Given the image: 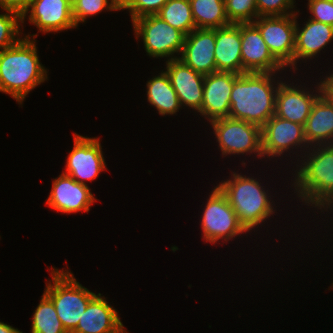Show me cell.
Listing matches in <instances>:
<instances>
[{"mask_svg":"<svg viewBox=\"0 0 333 333\" xmlns=\"http://www.w3.org/2000/svg\"><path fill=\"white\" fill-rule=\"evenodd\" d=\"M44 293L54 303L57 315L68 333L78 325L89 301L96 295L76 281L71 271L53 269ZM53 281V284L52 282Z\"/></svg>","mask_w":333,"mask_h":333,"instance_id":"cell-5","label":"cell"},{"mask_svg":"<svg viewBox=\"0 0 333 333\" xmlns=\"http://www.w3.org/2000/svg\"><path fill=\"white\" fill-rule=\"evenodd\" d=\"M28 11L29 22L44 33L77 27L73 19V7L67 0H34L22 16L21 23H24Z\"/></svg>","mask_w":333,"mask_h":333,"instance_id":"cell-17","label":"cell"},{"mask_svg":"<svg viewBox=\"0 0 333 333\" xmlns=\"http://www.w3.org/2000/svg\"><path fill=\"white\" fill-rule=\"evenodd\" d=\"M216 71L243 74L241 23L215 29Z\"/></svg>","mask_w":333,"mask_h":333,"instance_id":"cell-20","label":"cell"},{"mask_svg":"<svg viewBox=\"0 0 333 333\" xmlns=\"http://www.w3.org/2000/svg\"><path fill=\"white\" fill-rule=\"evenodd\" d=\"M71 333H128L116 309L100 293L88 303L77 327Z\"/></svg>","mask_w":333,"mask_h":333,"instance_id":"cell-19","label":"cell"},{"mask_svg":"<svg viewBox=\"0 0 333 333\" xmlns=\"http://www.w3.org/2000/svg\"><path fill=\"white\" fill-rule=\"evenodd\" d=\"M223 155L257 153L263 157L261 128L231 117L210 121Z\"/></svg>","mask_w":333,"mask_h":333,"instance_id":"cell-8","label":"cell"},{"mask_svg":"<svg viewBox=\"0 0 333 333\" xmlns=\"http://www.w3.org/2000/svg\"><path fill=\"white\" fill-rule=\"evenodd\" d=\"M297 12L284 16H261L252 23L259 29L273 57L285 68L294 67Z\"/></svg>","mask_w":333,"mask_h":333,"instance_id":"cell-7","label":"cell"},{"mask_svg":"<svg viewBox=\"0 0 333 333\" xmlns=\"http://www.w3.org/2000/svg\"><path fill=\"white\" fill-rule=\"evenodd\" d=\"M156 15L185 36L196 29L189 0H168Z\"/></svg>","mask_w":333,"mask_h":333,"instance_id":"cell-25","label":"cell"},{"mask_svg":"<svg viewBox=\"0 0 333 333\" xmlns=\"http://www.w3.org/2000/svg\"><path fill=\"white\" fill-rule=\"evenodd\" d=\"M215 29H198L190 32L184 39L180 59L194 71L209 75L216 72Z\"/></svg>","mask_w":333,"mask_h":333,"instance_id":"cell-15","label":"cell"},{"mask_svg":"<svg viewBox=\"0 0 333 333\" xmlns=\"http://www.w3.org/2000/svg\"><path fill=\"white\" fill-rule=\"evenodd\" d=\"M241 55L243 73H275L284 70L253 23H241Z\"/></svg>","mask_w":333,"mask_h":333,"instance_id":"cell-12","label":"cell"},{"mask_svg":"<svg viewBox=\"0 0 333 333\" xmlns=\"http://www.w3.org/2000/svg\"><path fill=\"white\" fill-rule=\"evenodd\" d=\"M30 36L0 51V92L11 95L20 104L32 89L47 79L36 41L30 40Z\"/></svg>","mask_w":333,"mask_h":333,"instance_id":"cell-1","label":"cell"},{"mask_svg":"<svg viewBox=\"0 0 333 333\" xmlns=\"http://www.w3.org/2000/svg\"><path fill=\"white\" fill-rule=\"evenodd\" d=\"M201 227L203 239L212 244L219 239L228 241L240 233L247 232L238 221L226 195L218 186L213 189L207 200Z\"/></svg>","mask_w":333,"mask_h":333,"instance_id":"cell-9","label":"cell"},{"mask_svg":"<svg viewBox=\"0 0 333 333\" xmlns=\"http://www.w3.org/2000/svg\"><path fill=\"white\" fill-rule=\"evenodd\" d=\"M322 83L324 92L333 100V74L327 76Z\"/></svg>","mask_w":333,"mask_h":333,"instance_id":"cell-34","label":"cell"},{"mask_svg":"<svg viewBox=\"0 0 333 333\" xmlns=\"http://www.w3.org/2000/svg\"><path fill=\"white\" fill-rule=\"evenodd\" d=\"M67 1L73 7L79 0H67Z\"/></svg>","mask_w":333,"mask_h":333,"instance_id":"cell-36","label":"cell"},{"mask_svg":"<svg viewBox=\"0 0 333 333\" xmlns=\"http://www.w3.org/2000/svg\"><path fill=\"white\" fill-rule=\"evenodd\" d=\"M262 153L265 157L281 156L298 146L309 148L304 136V125L288 121L273 115L261 128ZM301 144H303L301 146ZM288 149V150H287Z\"/></svg>","mask_w":333,"mask_h":333,"instance_id":"cell-11","label":"cell"},{"mask_svg":"<svg viewBox=\"0 0 333 333\" xmlns=\"http://www.w3.org/2000/svg\"><path fill=\"white\" fill-rule=\"evenodd\" d=\"M311 19L333 26V0H308Z\"/></svg>","mask_w":333,"mask_h":333,"instance_id":"cell-32","label":"cell"},{"mask_svg":"<svg viewBox=\"0 0 333 333\" xmlns=\"http://www.w3.org/2000/svg\"><path fill=\"white\" fill-rule=\"evenodd\" d=\"M226 15L231 24L252 23L258 18L256 0H224Z\"/></svg>","mask_w":333,"mask_h":333,"instance_id":"cell-27","label":"cell"},{"mask_svg":"<svg viewBox=\"0 0 333 333\" xmlns=\"http://www.w3.org/2000/svg\"><path fill=\"white\" fill-rule=\"evenodd\" d=\"M136 38L142 36L144 48L149 56L178 59L174 53H181L185 35L163 21L158 15H146L132 21ZM139 35V37H137Z\"/></svg>","mask_w":333,"mask_h":333,"instance_id":"cell-6","label":"cell"},{"mask_svg":"<svg viewBox=\"0 0 333 333\" xmlns=\"http://www.w3.org/2000/svg\"><path fill=\"white\" fill-rule=\"evenodd\" d=\"M166 73L176 91L180 106L184 104L199 111L203 101L205 75L194 71L180 59L166 61Z\"/></svg>","mask_w":333,"mask_h":333,"instance_id":"cell-18","label":"cell"},{"mask_svg":"<svg viewBox=\"0 0 333 333\" xmlns=\"http://www.w3.org/2000/svg\"><path fill=\"white\" fill-rule=\"evenodd\" d=\"M107 8V9H106ZM120 10L119 0H79L73 6V19L78 26L80 22H85L89 16H94L103 10Z\"/></svg>","mask_w":333,"mask_h":333,"instance_id":"cell-28","label":"cell"},{"mask_svg":"<svg viewBox=\"0 0 333 333\" xmlns=\"http://www.w3.org/2000/svg\"><path fill=\"white\" fill-rule=\"evenodd\" d=\"M302 30L296 20L294 66L297 60L311 59L333 39V26L308 19Z\"/></svg>","mask_w":333,"mask_h":333,"instance_id":"cell-22","label":"cell"},{"mask_svg":"<svg viewBox=\"0 0 333 333\" xmlns=\"http://www.w3.org/2000/svg\"><path fill=\"white\" fill-rule=\"evenodd\" d=\"M95 200L87 185L62 173L53 181L46 204L57 212L69 214L79 211L88 212Z\"/></svg>","mask_w":333,"mask_h":333,"instance_id":"cell-14","label":"cell"},{"mask_svg":"<svg viewBox=\"0 0 333 333\" xmlns=\"http://www.w3.org/2000/svg\"><path fill=\"white\" fill-rule=\"evenodd\" d=\"M308 145L333 144V100L323 92L312 106L304 125ZM330 140V141H329ZM332 141V142H331Z\"/></svg>","mask_w":333,"mask_h":333,"instance_id":"cell-21","label":"cell"},{"mask_svg":"<svg viewBox=\"0 0 333 333\" xmlns=\"http://www.w3.org/2000/svg\"><path fill=\"white\" fill-rule=\"evenodd\" d=\"M0 333H23V332L4 322H0Z\"/></svg>","mask_w":333,"mask_h":333,"instance_id":"cell-35","label":"cell"},{"mask_svg":"<svg viewBox=\"0 0 333 333\" xmlns=\"http://www.w3.org/2000/svg\"><path fill=\"white\" fill-rule=\"evenodd\" d=\"M147 100L158 110L159 114H175L180 109L176 91L172 87L166 71L147 82Z\"/></svg>","mask_w":333,"mask_h":333,"instance_id":"cell-23","label":"cell"},{"mask_svg":"<svg viewBox=\"0 0 333 333\" xmlns=\"http://www.w3.org/2000/svg\"><path fill=\"white\" fill-rule=\"evenodd\" d=\"M238 76L239 74L223 71L205 75L203 101L198 112L209 121L229 117L231 92Z\"/></svg>","mask_w":333,"mask_h":333,"instance_id":"cell-13","label":"cell"},{"mask_svg":"<svg viewBox=\"0 0 333 333\" xmlns=\"http://www.w3.org/2000/svg\"><path fill=\"white\" fill-rule=\"evenodd\" d=\"M295 1V0H294ZM293 0H256L258 17L261 16H284L295 14ZM289 10V12L287 11Z\"/></svg>","mask_w":333,"mask_h":333,"instance_id":"cell-31","label":"cell"},{"mask_svg":"<svg viewBox=\"0 0 333 333\" xmlns=\"http://www.w3.org/2000/svg\"><path fill=\"white\" fill-rule=\"evenodd\" d=\"M316 146L308 156L305 154L308 158L295 175L294 188L305 204L322 210L333 203V144Z\"/></svg>","mask_w":333,"mask_h":333,"instance_id":"cell-3","label":"cell"},{"mask_svg":"<svg viewBox=\"0 0 333 333\" xmlns=\"http://www.w3.org/2000/svg\"><path fill=\"white\" fill-rule=\"evenodd\" d=\"M321 82V83H320ZM318 84L317 94L299 89L296 86H290L281 82L277 88L275 98V116L305 125L313 104L316 99L324 92L323 83Z\"/></svg>","mask_w":333,"mask_h":333,"instance_id":"cell-16","label":"cell"},{"mask_svg":"<svg viewBox=\"0 0 333 333\" xmlns=\"http://www.w3.org/2000/svg\"><path fill=\"white\" fill-rule=\"evenodd\" d=\"M195 26L198 29H217L230 25L224 0H189Z\"/></svg>","mask_w":333,"mask_h":333,"instance_id":"cell-24","label":"cell"},{"mask_svg":"<svg viewBox=\"0 0 333 333\" xmlns=\"http://www.w3.org/2000/svg\"><path fill=\"white\" fill-rule=\"evenodd\" d=\"M168 0H119L120 10L128 9L132 21L146 15H156Z\"/></svg>","mask_w":333,"mask_h":333,"instance_id":"cell-30","label":"cell"},{"mask_svg":"<svg viewBox=\"0 0 333 333\" xmlns=\"http://www.w3.org/2000/svg\"><path fill=\"white\" fill-rule=\"evenodd\" d=\"M74 147L68 154L66 172L75 181L87 185L85 181L96 179L106 168L102 147L98 138L83 137L74 133Z\"/></svg>","mask_w":333,"mask_h":333,"instance_id":"cell-10","label":"cell"},{"mask_svg":"<svg viewBox=\"0 0 333 333\" xmlns=\"http://www.w3.org/2000/svg\"><path fill=\"white\" fill-rule=\"evenodd\" d=\"M34 0H0V7L7 11L18 13L21 17L27 12V9Z\"/></svg>","mask_w":333,"mask_h":333,"instance_id":"cell-33","label":"cell"},{"mask_svg":"<svg viewBox=\"0 0 333 333\" xmlns=\"http://www.w3.org/2000/svg\"><path fill=\"white\" fill-rule=\"evenodd\" d=\"M31 333H68L57 315L54 303L45 293L33 314Z\"/></svg>","mask_w":333,"mask_h":333,"instance_id":"cell-26","label":"cell"},{"mask_svg":"<svg viewBox=\"0 0 333 333\" xmlns=\"http://www.w3.org/2000/svg\"><path fill=\"white\" fill-rule=\"evenodd\" d=\"M232 176L233 179L220 183L218 187L226 195L240 224L249 232L265 222L275 210L257 180L234 172Z\"/></svg>","mask_w":333,"mask_h":333,"instance_id":"cell-4","label":"cell"},{"mask_svg":"<svg viewBox=\"0 0 333 333\" xmlns=\"http://www.w3.org/2000/svg\"><path fill=\"white\" fill-rule=\"evenodd\" d=\"M19 21L22 22V17L13 11L7 10L6 14H0V51L13 46L21 39L17 36L21 33Z\"/></svg>","mask_w":333,"mask_h":333,"instance_id":"cell-29","label":"cell"},{"mask_svg":"<svg viewBox=\"0 0 333 333\" xmlns=\"http://www.w3.org/2000/svg\"><path fill=\"white\" fill-rule=\"evenodd\" d=\"M272 76L274 73L239 74L231 92L229 117L262 128L275 114L276 92L281 83L274 87Z\"/></svg>","mask_w":333,"mask_h":333,"instance_id":"cell-2","label":"cell"}]
</instances>
